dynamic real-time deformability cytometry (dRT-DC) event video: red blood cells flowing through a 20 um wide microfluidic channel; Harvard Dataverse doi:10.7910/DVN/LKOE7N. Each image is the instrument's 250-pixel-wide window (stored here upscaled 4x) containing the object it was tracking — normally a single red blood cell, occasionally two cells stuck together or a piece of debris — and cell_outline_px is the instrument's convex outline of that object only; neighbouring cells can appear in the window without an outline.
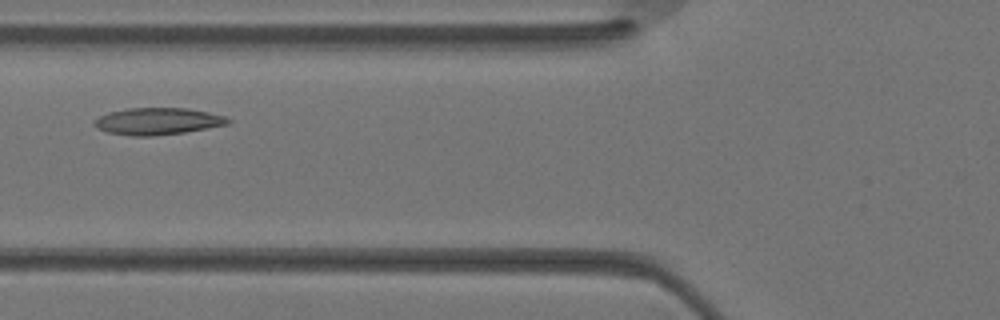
{"species": "Egyptian fruit bat (a non-hibernating species)", "species_latin": "Rousettus aegyptiacus", "temperature_condition": "warm", "stored_images_in_passage": 22, "camera_frame_rate_fps": 3000, "um_per_image_px": 0.085, "animal": {"sex": "female"}, "frame": {"image": 1, "passage_image": 8, "time_ms": 2.333, "image_size_px": [1000, 320], "cell_outline_px": [[232, 120], [228, 124], [208, 128], [184, 132], [152, 136], [132, 136], [108, 132], [96, 128], [96, 120], [100, 116], [108, 112], [128, 108], [188, 108], [208, 112], [224, 116]], "centroid_in_image_um": [13.43, 10.3], "position_along_channel_um": 112.4, "area_um2": 20.81}}
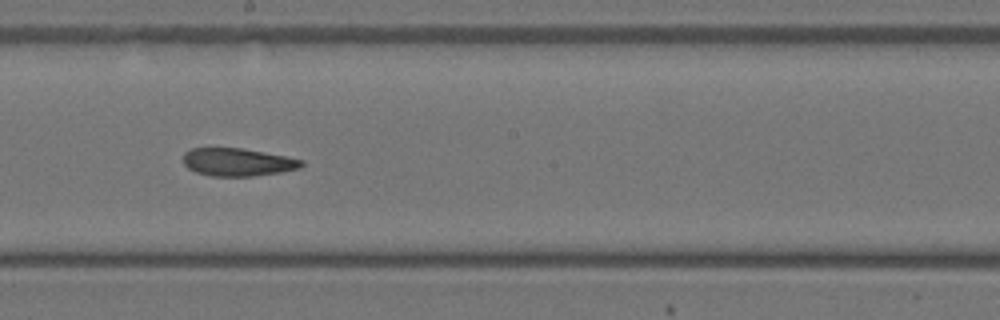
{"frame": {"image": 2, "passage_image": 15, "time_ms": 4.667, "image_size_px": [1000, 320], "cell_outline_px": [[304, 164], [300, 168], [280, 172], [252, 176], [212, 176], [196, 172], [188, 168], [184, 164], [184, 152], [192, 148], [244, 148], [288, 156], [304, 160]], "centroid_in_image_um": [20.23, 13.77], "position_along_channel_um": 228.0, "area_um2": 19.31}}
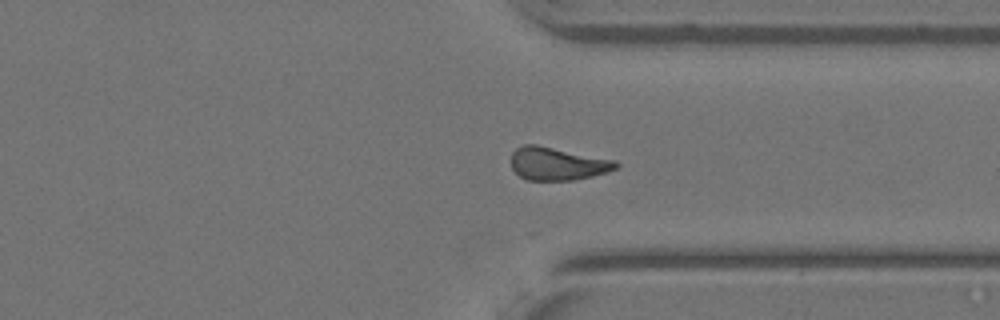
{"frame": {"image": 3, "passage_image": 22, "time_ms": 7.0, "image_size_px": [1000, 320], "cell_outline_px": [[620, 164], [616, 168], [608, 172], [592, 176], [572, 180], [528, 180], [520, 176], [512, 168], [512, 152], [516, 148], [524, 144], [536, 144], [616, 160]], "centroid_in_image_um": [47.39, 13.91], "position_along_channel_um": 364.0, "area_um2": 20.11}}